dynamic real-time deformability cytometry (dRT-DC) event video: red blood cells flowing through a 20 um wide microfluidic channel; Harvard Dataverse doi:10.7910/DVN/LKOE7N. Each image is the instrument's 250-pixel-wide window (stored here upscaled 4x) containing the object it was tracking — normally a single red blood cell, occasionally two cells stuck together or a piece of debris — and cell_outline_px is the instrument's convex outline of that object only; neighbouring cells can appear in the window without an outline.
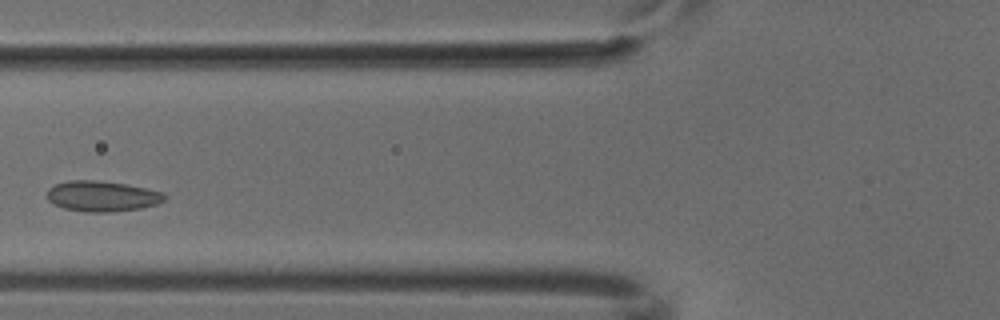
{"species": "common noctule bat (a hibernating species)", "species_latin": "Nyctalus noctula", "temperature_condition": "cold", "stored_images_in_passage": 4, "camera_frame_rate_fps": 3000, "um_per_image_px": 0.085, "animal": {"sex": "male", "body_mass_g": 18.8}, "frame": {"image": 1, "passage_image": 4, "time_ms": 1.0, "image_size_px": [1000, 320], "cell_outline_px": [[168, 196], [164, 200], [156, 204], [140, 208], [112, 212], [84, 212], [64, 208], [52, 204], [48, 200], [48, 188], [52, 184], [68, 180], [96, 180], [124, 184], [164, 192]], "centroid_in_image_um": [8.64, 16.67], "position_along_channel_um": 117.2, "area_um2": 21.04}}